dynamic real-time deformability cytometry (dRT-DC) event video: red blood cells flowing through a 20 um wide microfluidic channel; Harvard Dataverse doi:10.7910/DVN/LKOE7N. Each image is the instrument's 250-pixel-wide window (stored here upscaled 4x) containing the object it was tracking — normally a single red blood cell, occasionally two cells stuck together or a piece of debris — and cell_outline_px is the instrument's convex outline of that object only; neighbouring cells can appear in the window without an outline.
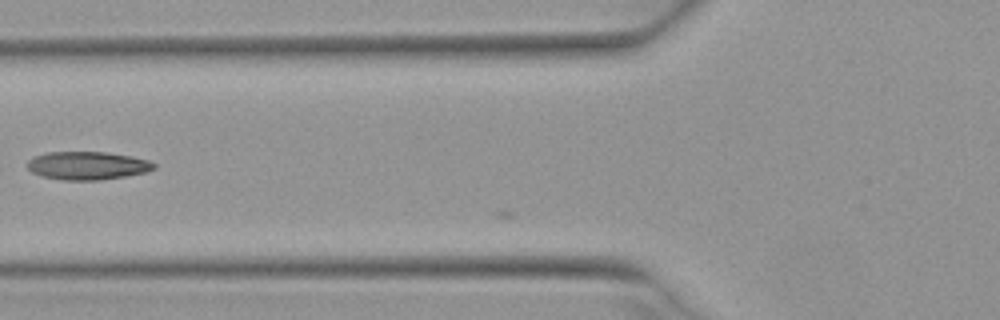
{"species": "Egyptian fruit bat (a non-hibernating species)", "species_latin": "Rousettus aegyptiacus", "temperature_condition": "warm", "stored_images_in_passage": 8, "camera_frame_rate_fps": 3000, "um_per_image_px": 0.085, "animal": {"sex": "female"}, "frame": {"image": 1, "passage_image": 7, "time_ms": 2.0, "image_size_px": [1000, 320], "cell_outline_px": [[156, 168], [144, 172], [124, 176], [100, 180], [64, 180], [40, 176], [32, 172], [28, 168], [28, 160], [36, 156], [48, 152], [108, 152], [132, 156], [148, 160], [156, 164]], "centroid_in_image_um": [7.44, 14.07], "position_along_channel_um": 118.4, "area_um2": 20.69}}